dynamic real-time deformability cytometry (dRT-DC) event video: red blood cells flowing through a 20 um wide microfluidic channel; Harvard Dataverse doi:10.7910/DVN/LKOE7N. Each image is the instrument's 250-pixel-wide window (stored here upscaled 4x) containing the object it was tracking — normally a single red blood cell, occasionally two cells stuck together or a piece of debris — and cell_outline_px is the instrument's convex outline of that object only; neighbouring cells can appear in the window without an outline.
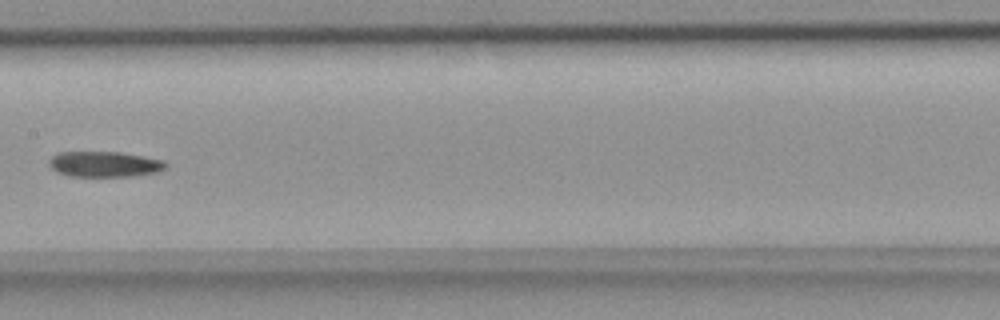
{"species": "common noctule bat (a hibernating species)", "species_latin": "Nyctalus noctula", "temperature_condition": "room temperature", "stored_images_in_passage": 8, "camera_frame_rate_fps": 3000, "um_per_image_px": 0.085, "animal": {"sex": "female", "body_mass_g": 18.4}, "frame": {"image": 1, "passage_image": 7, "time_ms": 2.0, "image_size_px": [1000, 320], "cell_outline_px": [[168, 164], [164, 168], [156, 172], [132, 176], [68, 176], [56, 172], [48, 164], [48, 160], [56, 152], [120, 152], [144, 156], [164, 160]], "centroid_in_image_um": [8.85, 13.95], "position_along_channel_um": 198.6, "area_um2": 17.46}}
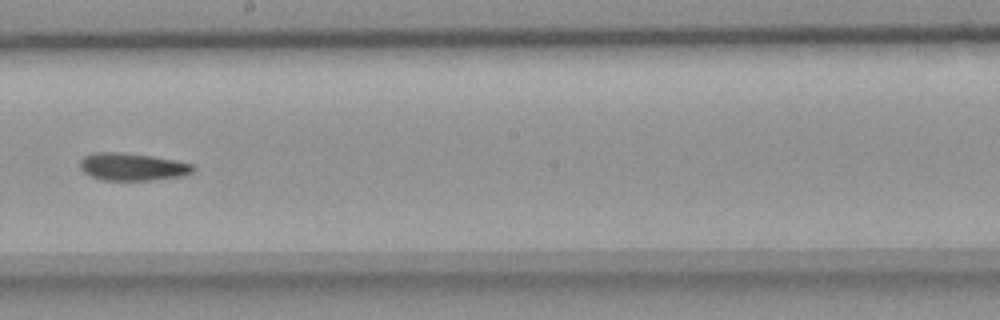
{"frame": {"image": 2, "passage_image": 8, "time_ms": 2.333, "image_size_px": [1000, 320], "cell_outline_px": [[196, 168], [192, 172], [184, 176], [152, 180], [100, 180], [84, 172], [80, 168], [80, 160], [84, 156], [92, 152], [120, 152], [152, 156], [192, 164]], "centroid_in_image_um": [11.23, 14.18], "position_along_channel_um": 237.0, "area_um2": 18.15}}